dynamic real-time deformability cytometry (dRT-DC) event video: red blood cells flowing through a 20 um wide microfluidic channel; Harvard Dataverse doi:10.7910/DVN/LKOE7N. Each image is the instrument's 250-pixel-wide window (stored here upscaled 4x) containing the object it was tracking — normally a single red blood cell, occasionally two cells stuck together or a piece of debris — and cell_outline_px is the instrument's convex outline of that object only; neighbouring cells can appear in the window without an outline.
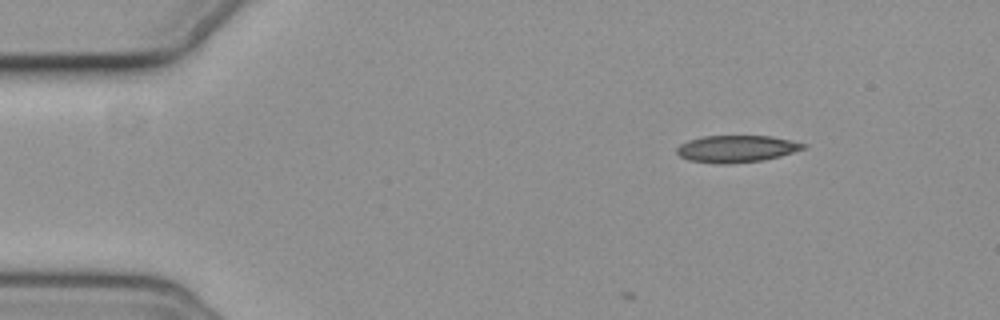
{"species": "common noctule bat (a hibernating species)", "species_latin": "Nyctalus noctula", "temperature_condition": "cold", "stored_images_in_passage": 4, "camera_frame_rate_fps": 3000, "um_per_image_px": 0.085, "animal": {"sex": "female", "body_mass_g": 19.3, "forearm_length_mm": 54.1}, "frame": {"image": 1, "passage_image": 1, "time_ms": 0.0, "image_size_px": [1000, 320], "cell_outline_px": [[808, 148], [780, 156], [764, 160], [728, 164], [720, 164], [688, 160], [680, 156], [676, 152], [676, 148], [680, 144], [688, 140], [704, 136], [772, 136], [808, 144]], "centroid_in_image_um": [62.63, 12.65], "position_along_channel_um": 22.4, "area_um2": 20.06}}